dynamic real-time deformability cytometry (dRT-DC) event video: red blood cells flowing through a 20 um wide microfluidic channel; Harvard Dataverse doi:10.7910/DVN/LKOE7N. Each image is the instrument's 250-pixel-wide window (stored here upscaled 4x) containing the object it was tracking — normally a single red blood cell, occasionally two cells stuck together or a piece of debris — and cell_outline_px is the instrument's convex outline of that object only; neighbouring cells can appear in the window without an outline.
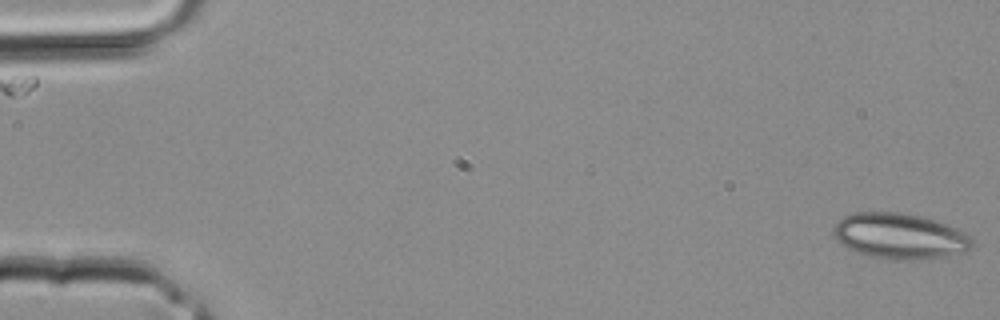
{"species": "common noctule bat (a hibernating species)", "species_latin": "Nyctalus noctula", "temperature_condition": "room temperature", "stored_images_in_passage": 3, "camera_frame_rate_fps": 3000, "um_per_image_px": 0.085, "animal": {"sex": "male", "body_mass_g": 20.4}, "frame": {"image": 1, "passage_image": 1, "time_ms": 0.0, "image_size_px": [1000, 320], "cell_outline_px": [[972, 244], [964, 252], [948, 256], [904, 260], [884, 260], [868, 256], [856, 252], [836, 240], [832, 232], [832, 228], [844, 216], [852, 212], [896, 212], [916, 216], [932, 220], [956, 228], [972, 236]], "centroid_in_image_um": [76.43, 20.08], "position_along_channel_um": 8.6, "area_um2": 36.7}}